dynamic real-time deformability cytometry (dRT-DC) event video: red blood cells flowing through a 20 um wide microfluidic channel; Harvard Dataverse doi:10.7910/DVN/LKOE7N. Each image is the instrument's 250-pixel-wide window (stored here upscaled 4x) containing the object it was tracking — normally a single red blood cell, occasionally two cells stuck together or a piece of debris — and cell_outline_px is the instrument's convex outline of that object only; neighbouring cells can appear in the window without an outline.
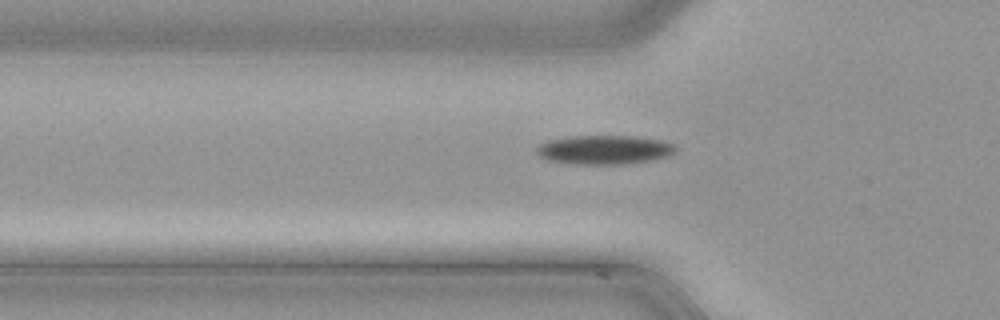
{"species": "common noctule bat (a hibernating species)", "species_latin": "Nyctalus noctula", "temperature_condition": "cold", "stored_images_in_passage": 38, "camera_frame_rate_fps": 3000, "um_per_image_px": 0.085, "animal": {"sex": "male", "body_mass_g": 21.5, "forearm_length_mm": 52.0}, "frame": {"image": 1, "passage_image": 6, "time_ms": 1.667, "image_size_px": [1000, 320], "cell_outline_px": [[676, 148], [672, 152], [664, 156], [652, 160], [620, 164], [572, 164], [548, 160], [540, 156], [536, 152], [536, 148], [540, 144], [552, 140], [572, 136], [632, 136], [660, 140], [676, 144]], "centroid_in_image_um": [51.34, 12.73], "position_along_channel_um": 74.5, "area_um2": 23.18}}
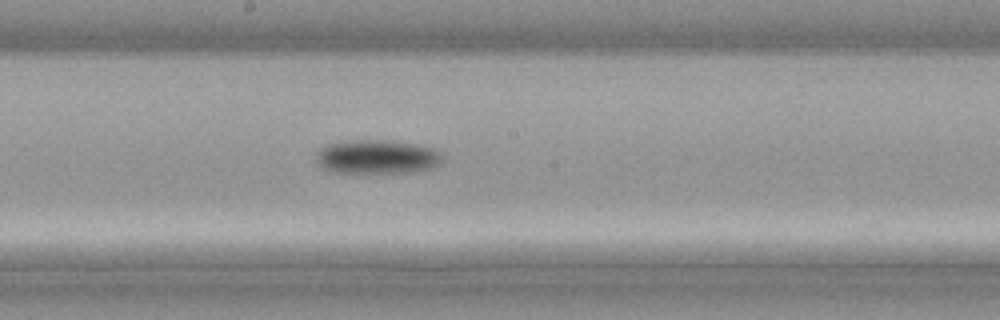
{"frame": {"image": 2, "passage_image": 16, "time_ms": 5.0, "image_size_px": [1000, 320], "cell_outline_px": [[440, 164], [428, 168], [412, 172], [328, 172], [320, 168], [316, 160], [316, 152], [320, 148], [328, 144], [340, 140], [392, 140], [420, 144], [432, 148], [440, 152]], "centroid_in_image_um": [31.97, 13.31], "position_along_channel_um": 216.2, "area_um2": 25.26}}
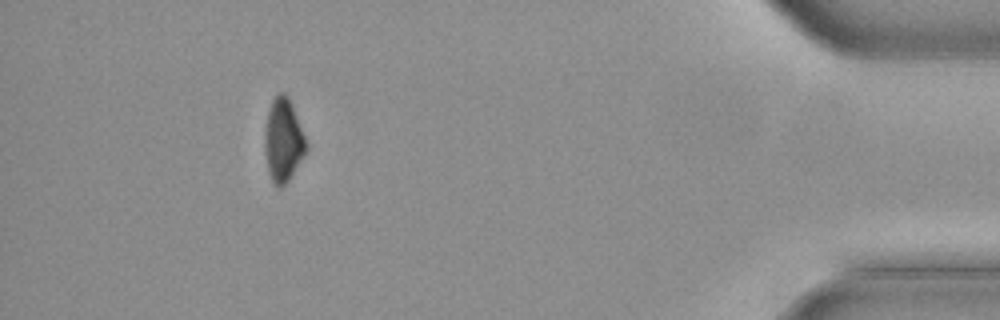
{"frame": {"image": 3, "passage_image": 34, "time_ms": 11.0, "image_size_px": [1000, 320], "cell_outline_px": [[308, 148], [288, 180], [280, 188], [272, 180], [268, 172], [264, 152], [264, 132], [268, 108], [276, 92], [284, 92], [288, 96], [304, 136]], "centroid_in_image_um": [24.03, 11.88], "position_along_channel_um": 411.2, "area_um2": 19.94}}